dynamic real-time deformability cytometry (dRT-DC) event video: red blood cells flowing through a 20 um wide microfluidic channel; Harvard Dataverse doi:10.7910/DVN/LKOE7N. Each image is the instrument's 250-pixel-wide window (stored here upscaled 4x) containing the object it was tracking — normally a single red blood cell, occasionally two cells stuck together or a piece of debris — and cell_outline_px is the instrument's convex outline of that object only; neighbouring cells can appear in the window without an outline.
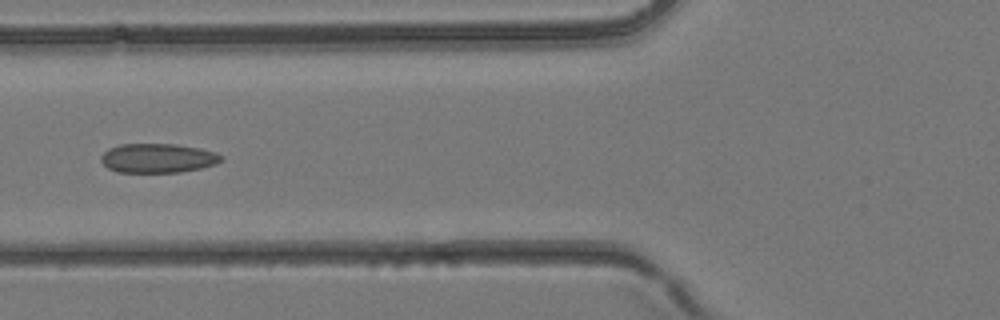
{"species": "common noctule bat (a hibernating species)", "species_latin": "Nyctalus noctula", "temperature_condition": "room temperature", "stored_images_in_passage": 4, "camera_frame_rate_fps": 3000, "um_per_image_px": 0.085, "animal": {"sex": "female", "body_mass_g": 24.6, "forearm_length_mm": 56.2}, "frame": {"image": 1, "passage_image": 4, "time_ms": 1.0, "image_size_px": [1000, 320], "cell_outline_px": [[224, 160], [216, 164], [200, 168], [180, 172], [116, 172], [108, 168], [100, 160], [100, 156], [108, 148], [120, 144], [176, 144], [200, 148], [216, 152], [224, 156]], "centroid_in_image_um": [13.43, 13.44], "position_along_channel_um": 112.4, "area_um2": 20.69}}